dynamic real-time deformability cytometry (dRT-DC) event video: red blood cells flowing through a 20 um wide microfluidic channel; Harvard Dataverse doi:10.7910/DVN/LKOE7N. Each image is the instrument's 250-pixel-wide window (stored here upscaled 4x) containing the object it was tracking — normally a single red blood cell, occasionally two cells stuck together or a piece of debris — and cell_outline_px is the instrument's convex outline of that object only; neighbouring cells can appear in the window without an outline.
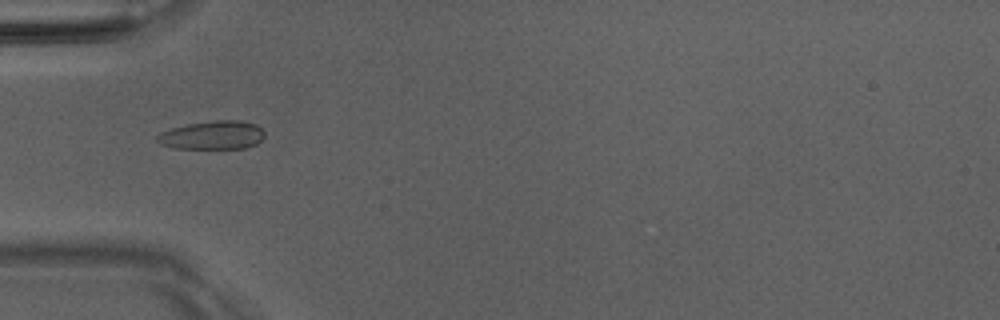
{"species": "Egyptian fruit bat (a non-hibernating species)", "species_latin": "Rousettus aegyptiacus", "temperature_condition": "room temperature", "stored_images_in_passage": 35, "camera_frame_rate_fps": 3000, "um_per_image_px": 0.085, "animal": {"sex": "male"}, "frame": {"image": 1, "passage_image": 1, "time_ms": 0.0, "image_size_px": [1000, 320], "cell_outline_px": [[264, 136], [256, 144], [244, 148], [172, 148], [160, 144], [156, 140], [156, 136], [160, 132], [172, 128], [188, 124], [212, 120], [240, 120], [256, 124], [264, 132]], "centroid_in_image_um": [18.04, 11.48], "position_along_channel_um": 67.0, "area_um2": 17.86}}
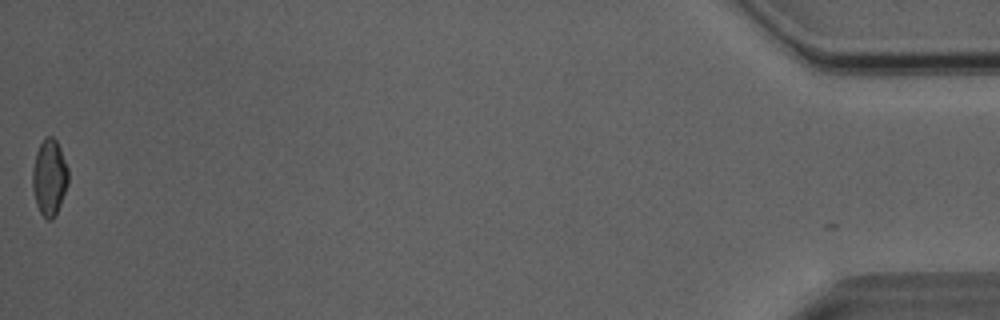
{"frame": {"image": 2, "passage_image": 35, "time_ms": 11.333, "image_size_px": [1000, 320], "cell_outline_px": [[68, 184], [56, 216], [52, 220], [48, 220], [40, 212], [36, 204], [32, 188], [32, 172], [36, 152], [44, 136], [52, 136], [56, 140], [60, 148], [68, 168]], "centroid_in_image_um": [4.2, 15.09], "position_along_channel_um": 431.0, "area_um2": 16.01}, "authors_computed_cell_mechanics": {"area_um2": 16.1262, "velocity_mm_per_s": 4.0805, "shape_relaxation_time_tau1_ms": null, "shape_relaxation_time_tau2_ms": 2.0088, "deformation_change_tau1": null, "deformation_change_tau2": 0.0656}}